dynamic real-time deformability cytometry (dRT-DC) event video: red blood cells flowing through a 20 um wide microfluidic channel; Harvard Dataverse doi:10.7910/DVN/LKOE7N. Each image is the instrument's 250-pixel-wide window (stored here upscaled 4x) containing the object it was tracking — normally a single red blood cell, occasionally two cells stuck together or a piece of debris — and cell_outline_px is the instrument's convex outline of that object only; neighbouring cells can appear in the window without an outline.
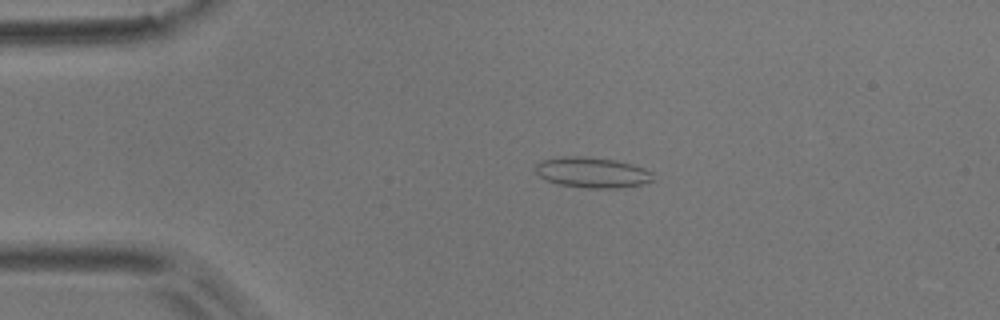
{"species": "common noctule bat (a hibernating species)", "species_latin": "Nyctalus noctula", "temperature_condition": "room temperature", "stored_images_in_passage": 4, "camera_frame_rate_fps": 3000, "um_per_image_px": 0.085, "animal": {"sex": "male", "body_mass_g": 17.9}, "frame": {"image": 1, "passage_image": 2, "time_ms": 0.333, "image_size_px": [1000, 320], "cell_outline_px": [[656, 180], [640, 184], [616, 188], [588, 188], [560, 184], [548, 180], [540, 176], [536, 172], [536, 164], [544, 160], [564, 156], [580, 156], [612, 160], [632, 164], [644, 168], [652, 172]], "centroid_in_image_um": [50.38, 14.66], "position_along_channel_um": 34.6, "area_um2": 20.58}}